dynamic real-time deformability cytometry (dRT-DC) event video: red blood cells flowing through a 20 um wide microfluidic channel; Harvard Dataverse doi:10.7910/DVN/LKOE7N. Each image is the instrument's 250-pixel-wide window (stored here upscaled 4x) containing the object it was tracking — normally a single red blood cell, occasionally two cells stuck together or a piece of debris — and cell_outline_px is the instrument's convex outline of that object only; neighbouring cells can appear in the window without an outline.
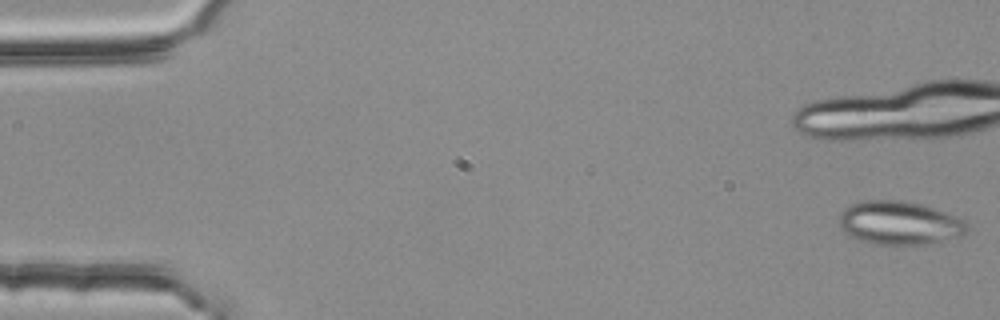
{"species": "common noctule bat (a hibernating species)", "species_latin": "Nyctalus noctula", "temperature_condition": "room temperature", "stored_images_in_passage": 5, "camera_frame_rate_fps": 3000, "um_per_image_px": 0.085, "animal": {"sex": "female", "body_mass_g": 25.1}, "frame": {"image": 1, "passage_image": 1, "time_ms": 0.0, "image_size_px": [1000, 320], "cell_outline_px": [[968, 232], [964, 236], [904, 248], [872, 244], [848, 236], [840, 228], [836, 220], [840, 212], [844, 208], [860, 200], [900, 200], [920, 204], [932, 208], [964, 220], [968, 224]], "centroid_in_image_um": [76.39, 19.0], "position_along_channel_um": 8.6, "area_um2": 33.41}}